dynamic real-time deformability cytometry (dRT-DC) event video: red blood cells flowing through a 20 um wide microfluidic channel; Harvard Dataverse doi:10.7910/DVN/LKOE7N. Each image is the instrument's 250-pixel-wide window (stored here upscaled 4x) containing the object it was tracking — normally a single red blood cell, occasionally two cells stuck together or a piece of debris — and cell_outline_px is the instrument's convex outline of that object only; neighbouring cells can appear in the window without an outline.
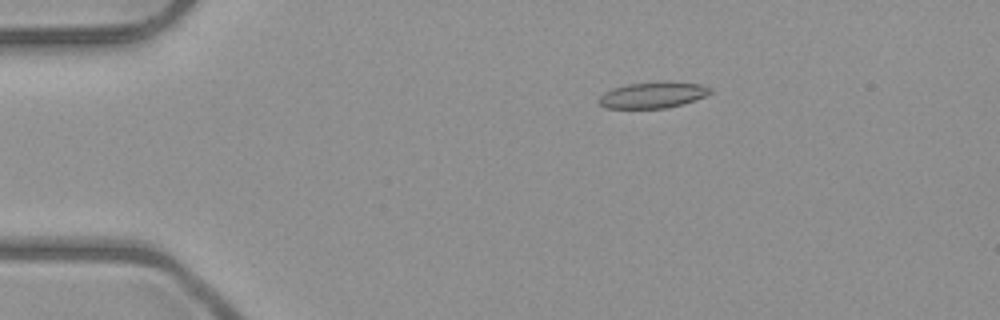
{"species": "common noctule bat (a hibernating species)", "species_latin": "Nyctalus noctula", "temperature_condition": "room temperature", "stored_images_in_passage": 6, "camera_frame_rate_fps": 3000, "um_per_image_px": 0.085, "animal": {"sex": "male", "body_mass_g": 23.1, "forearm_length_mm": 52.7}, "frame": {"image": 1, "passage_image": 3, "time_ms": 2.333, "image_size_px": [1000, 320], "cell_outline_px": [[712, 92], [704, 96], [684, 104], [664, 108], [604, 108], [596, 100], [604, 92], [612, 88], [628, 84], [660, 80], [700, 84], [712, 88]], "centroid_in_image_um": [55.47, 8.06], "position_along_channel_um": 29.5, "area_um2": 17.22}}
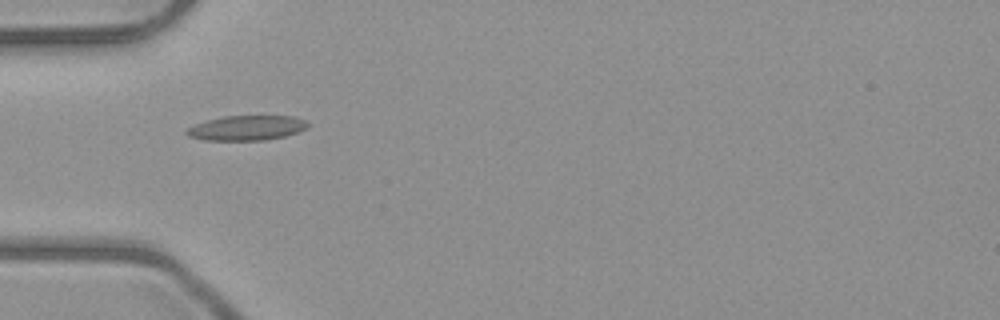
{"frame": {"image": 2, "passage_image": 5, "time_ms": 4.667, "image_size_px": [1000, 320], "cell_outline_px": [[308, 128], [300, 132], [284, 136], [264, 140], [204, 140], [188, 136], [184, 132], [188, 128], [196, 124], [208, 120], [224, 116], [296, 116], [304, 120], [308, 124]], "centroid_in_image_um": [20.99, 10.87], "position_along_channel_um": 64.0, "area_um2": 17.51}}
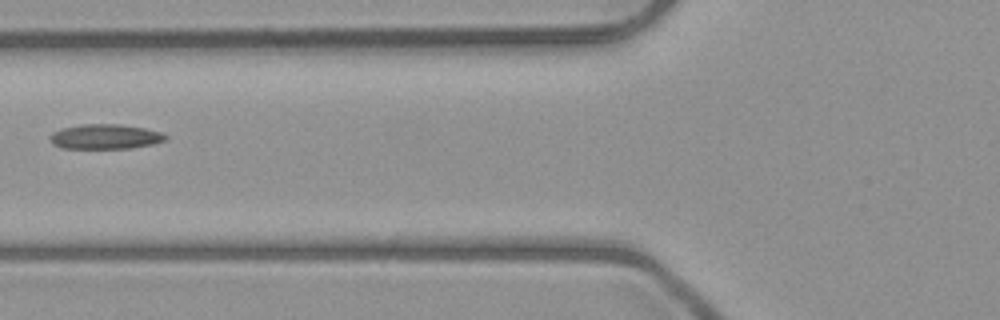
{"frame": {"image": 3, "passage_image": 6, "time_ms": 6.0, "image_size_px": [1000, 320], "cell_outline_px": [[168, 136], [164, 140], [152, 144], [132, 148], [64, 148], [52, 144], [48, 136], [52, 132], [64, 128], [80, 124], [120, 124], [144, 128], [160, 132]], "centroid_in_image_um": [8.91, 11.61], "position_along_channel_um": 116.9, "area_um2": 16.65}}